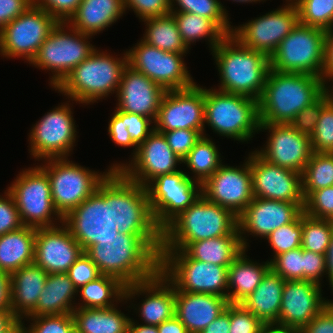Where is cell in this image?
I'll use <instances>...</instances> for the list:
<instances>
[{
  "instance_id": "56",
  "label": "cell",
  "mask_w": 333,
  "mask_h": 333,
  "mask_svg": "<svg viewBox=\"0 0 333 333\" xmlns=\"http://www.w3.org/2000/svg\"><path fill=\"white\" fill-rule=\"evenodd\" d=\"M67 274L76 289L102 275L97 265L85 252L69 267Z\"/></svg>"
},
{
  "instance_id": "24",
  "label": "cell",
  "mask_w": 333,
  "mask_h": 333,
  "mask_svg": "<svg viewBox=\"0 0 333 333\" xmlns=\"http://www.w3.org/2000/svg\"><path fill=\"white\" fill-rule=\"evenodd\" d=\"M253 196L268 200L304 204L302 174L272 164L255 150L249 152Z\"/></svg>"
},
{
  "instance_id": "33",
  "label": "cell",
  "mask_w": 333,
  "mask_h": 333,
  "mask_svg": "<svg viewBox=\"0 0 333 333\" xmlns=\"http://www.w3.org/2000/svg\"><path fill=\"white\" fill-rule=\"evenodd\" d=\"M76 297L77 289L67 273L48 274L36 308L28 316L72 314Z\"/></svg>"
},
{
  "instance_id": "12",
  "label": "cell",
  "mask_w": 333,
  "mask_h": 333,
  "mask_svg": "<svg viewBox=\"0 0 333 333\" xmlns=\"http://www.w3.org/2000/svg\"><path fill=\"white\" fill-rule=\"evenodd\" d=\"M326 32L298 23L270 57V69L321 77L325 63Z\"/></svg>"
},
{
  "instance_id": "40",
  "label": "cell",
  "mask_w": 333,
  "mask_h": 333,
  "mask_svg": "<svg viewBox=\"0 0 333 333\" xmlns=\"http://www.w3.org/2000/svg\"><path fill=\"white\" fill-rule=\"evenodd\" d=\"M178 26L183 42L191 44L205 40L210 52L227 36L211 19L194 13L171 12Z\"/></svg>"
},
{
  "instance_id": "51",
  "label": "cell",
  "mask_w": 333,
  "mask_h": 333,
  "mask_svg": "<svg viewBox=\"0 0 333 333\" xmlns=\"http://www.w3.org/2000/svg\"><path fill=\"white\" fill-rule=\"evenodd\" d=\"M304 213L313 218L333 221V186L313 191L305 199Z\"/></svg>"
},
{
  "instance_id": "50",
  "label": "cell",
  "mask_w": 333,
  "mask_h": 333,
  "mask_svg": "<svg viewBox=\"0 0 333 333\" xmlns=\"http://www.w3.org/2000/svg\"><path fill=\"white\" fill-rule=\"evenodd\" d=\"M332 99L329 91H325L315 102L306 106L295 115L289 123L298 132L311 136L315 130L322 108Z\"/></svg>"
},
{
  "instance_id": "16",
  "label": "cell",
  "mask_w": 333,
  "mask_h": 333,
  "mask_svg": "<svg viewBox=\"0 0 333 333\" xmlns=\"http://www.w3.org/2000/svg\"><path fill=\"white\" fill-rule=\"evenodd\" d=\"M128 65L146 75L166 91L194 86L192 74L184 61L188 53L163 51L142 39L126 49Z\"/></svg>"
},
{
  "instance_id": "29",
  "label": "cell",
  "mask_w": 333,
  "mask_h": 333,
  "mask_svg": "<svg viewBox=\"0 0 333 333\" xmlns=\"http://www.w3.org/2000/svg\"><path fill=\"white\" fill-rule=\"evenodd\" d=\"M227 297L175 289V316L188 333H200L227 307Z\"/></svg>"
},
{
  "instance_id": "60",
  "label": "cell",
  "mask_w": 333,
  "mask_h": 333,
  "mask_svg": "<svg viewBox=\"0 0 333 333\" xmlns=\"http://www.w3.org/2000/svg\"><path fill=\"white\" fill-rule=\"evenodd\" d=\"M111 118L108 122V135L114 144L124 148H133L132 154L129 157H133L138 149V146L133 142L127 128L125 127V121H122L114 112L110 115Z\"/></svg>"
},
{
  "instance_id": "25",
  "label": "cell",
  "mask_w": 333,
  "mask_h": 333,
  "mask_svg": "<svg viewBox=\"0 0 333 333\" xmlns=\"http://www.w3.org/2000/svg\"><path fill=\"white\" fill-rule=\"evenodd\" d=\"M303 212L304 204L254 197L238 216V230L244 249L250 247V235L265 239L275 229L294 222Z\"/></svg>"
},
{
  "instance_id": "13",
  "label": "cell",
  "mask_w": 333,
  "mask_h": 333,
  "mask_svg": "<svg viewBox=\"0 0 333 333\" xmlns=\"http://www.w3.org/2000/svg\"><path fill=\"white\" fill-rule=\"evenodd\" d=\"M73 103L75 101L68 99L58 104L32 125L28 134V151L32 159L40 162L50 158H69L73 154L79 137Z\"/></svg>"
},
{
  "instance_id": "17",
  "label": "cell",
  "mask_w": 333,
  "mask_h": 333,
  "mask_svg": "<svg viewBox=\"0 0 333 333\" xmlns=\"http://www.w3.org/2000/svg\"><path fill=\"white\" fill-rule=\"evenodd\" d=\"M285 2V4H284ZM264 15L238 26H232V36L241 44L271 57L280 42L298 25L299 12L292 0Z\"/></svg>"
},
{
  "instance_id": "43",
  "label": "cell",
  "mask_w": 333,
  "mask_h": 333,
  "mask_svg": "<svg viewBox=\"0 0 333 333\" xmlns=\"http://www.w3.org/2000/svg\"><path fill=\"white\" fill-rule=\"evenodd\" d=\"M328 186H333V153L313 152L302 172L303 196Z\"/></svg>"
},
{
  "instance_id": "49",
  "label": "cell",
  "mask_w": 333,
  "mask_h": 333,
  "mask_svg": "<svg viewBox=\"0 0 333 333\" xmlns=\"http://www.w3.org/2000/svg\"><path fill=\"white\" fill-rule=\"evenodd\" d=\"M270 268L285 281L303 280V249L281 253L270 261Z\"/></svg>"
},
{
  "instance_id": "23",
  "label": "cell",
  "mask_w": 333,
  "mask_h": 333,
  "mask_svg": "<svg viewBox=\"0 0 333 333\" xmlns=\"http://www.w3.org/2000/svg\"><path fill=\"white\" fill-rule=\"evenodd\" d=\"M204 123V86L196 83L187 89L166 91L154 121V130H204Z\"/></svg>"
},
{
  "instance_id": "34",
  "label": "cell",
  "mask_w": 333,
  "mask_h": 333,
  "mask_svg": "<svg viewBox=\"0 0 333 333\" xmlns=\"http://www.w3.org/2000/svg\"><path fill=\"white\" fill-rule=\"evenodd\" d=\"M284 284L285 280L270 268L241 304L264 324H277Z\"/></svg>"
},
{
  "instance_id": "9",
  "label": "cell",
  "mask_w": 333,
  "mask_h": 333,
  "mask_svg": "<svg viewBox=\"0 0 333 333\" xmlns=\"http://www.w3.org/2000/svg\"><path fill=\"white\" fill-rule=\"evenodd\" d=\"M33 165L23 168L7 190L14 198L23 226H57L63 223V217L53 205L48 175L39 165Z\"/></svg>"
},
{
  "instance_id": "15",
  "label": "cell",
  "mask_w": 333,
  "mask_h": 333,
  "mask_svg": "<svg viewBox=\"0 0 333 333\" xmlns=\"http://www.w3.org/2000/svg\"><path fill=\"white\" fill-rule=\"evenodd\" d=\"M57 23L46 10L32 4L0 30V57L21 58L30 64Z\"/></svg>"
},
{
  "instance_id": "55",
  "label": "cell",
  "mask_w": 333,
  "mask_h": 333,
  "mask_svg": "<svg viewBox=\"0 0 333 333\" xmlns=\"http://www.w3.org/2000/svg\"><path fill=\"white\" fill-rule=\"evenodd\" d=\"M125 11L135 13L140 22L144 19L164 16L171 13V0H123Z\"/></svg>"
},
{
  "instance_id": "64",
  "label": "cell",
  "mask_w": 333,
  "mask_h": 333,
  "mask_svg": "<svg viewBox=\"0 0 333 333\" xmlns=\"http://www.w3.org/2000/svg\"><path fill=\"white\" fill-rule=\"evenodd\" d=\"M230 329V303L226 309L200 333H229Z\"/></svg>"
},
{
  "instance_id": "57",
  "label": "cell",
  "mask_w": 333,
  "mask_h": 333,
  "mask_svg": "<svg viewBox=\"0 0 333 333\" xmlns=\"http://www.w3.org/2000/svg\"><path fill=\"white\" fill-rule=\"evenodd\" d=\"M3 194L0 195V236L23 226L13 196L7 189Z\"/></svg>"
},
{
  "instance_id": "10",
  "label": "cell",
  "mask_w": 333,
  "mask_h": 333,
  "mask_svg": "<svg viewBox=\"0 0 333 333\" xmlns=\"http://www.w3.org/2000/svg\"><path fill=\"white\" fill-rule=\"evenodd\" d=\"M63 223L84 252L98 240L117 237L112 215V171L96 191L63 218Z\"/></svg>"
},
{
  "instance_id": "8",
  "label": "cell",
  "mask_w": 333,
  "mask_h": 333,
  "mask_svg": "<svg viewBox=\"0 0 333 333\" xmlns=\"http://www.w3.org/2000/svg\"><path fill=\"white\" fill-rule=\"evenodd\" d=\"M38 164L48 175L52 202L64 218L72 209L86 200L112 171L92 170L70 158H50Z\"/></svg>"
},
{
  "instance_id": "20",
  "label": "cell",
  "mask_w": 333,
  "mask_h": 333,
  "mask_svg": "<svg viewBox=\"0 0 333 333\" xmlns=\"http://www.w3.org/2000/svg\"><path fill=\"white\" fill-rule=\"evenodd\" d=\"M136 298L142 299L138 303ZM124 299L130 303L126 309H133L142 324L158 326L175 316V287L160 270L147 280L126 285Z\"/></svg>"
},
{
  "instance_id": "32",
  "label": "cell",
  "mask_w": 333,
  "mask_h": 333,
  "mask_svg": "<svg viewBox=\"0 0 333 333\" xmlns=\"http://www.w3.org/2000/svg\"><path fill=\"white\" fill-rule=\"evenodd\" d=\"M243 252L228 267V303L241 304L260 284L266 272L270 269V262H257Z\"/></svg>"
},
{
  "instance_id": "42",
  "label": "cell",
  "mask_w": 333,
  "mask_h": 333,
  "mask_svg": "<svg viewBox=\"0 0 333 333\" xmlns=\"http://www.w3.org/2000/svg\"><path fill=\"white\" fill-rule=\"evenodd\" d=\"M227 7L220 0H171V12L194 13L211 19L226 35L232 34Z\"/></svg>"
},
{
  "instance_id": "61",
  "label": "cell",
  "mask_w": 333,
  "mask_h": 333,
  "mask_svg": "<svg viewBox=\"0 0 333 333\" xmlns=\"http://www.w3.org/2000/svg\"><path fill=\"white\" fill-rule=\"evenodd\" d=\"M301 333H333V300L320 313H318Z\"/></svg>"
},
{
  "instance_id": "26",
  "label": "cell",
  "mask_w": 333,
  "mask_h": 333,
  "mask_svg": "<svg viewBox=\"0 0 333 333\" xmlns=\"http://www.w3.org/2000/svg\"><path fill=\"white\" fill-rule=\"evenodd\" d=\"M324 286L307 280L285 281L277 325L301 330L332 299L323 297Z\"/></svg>"
},
{
  "instance_id": "48",
  "label": "cell",
  "mask_w": 333,
  "mask_h": 333,
  "mask_svg": "<svg viewBox=\"0 0 333 333\" xmlns=\"http://www.w3.org/2000/svg\"><path fill=\"white\" fill-rule=\"evenodd\" d=\"M310 137L313 152L333 153V98L322 108Z\"/></svg>"
},
{
  "instance_id": "71",
  "label": "cell",
  "mask_w": 333,
  "mask_h": 333,
  "mask_svg": "<svg viewBox=\"0 0 333 333\" xmlns=\"http://www.w3.org/2000/svg\"><path fill=\"white\" fill-rule=\"evenodd\" d=\"M229 1H232V2H237V3H244V4H250V3H260V2H266L267 0H229Z\"/></svg>"
},
{
  "instance_id": "7",
  "label": "cell",
  "mask_w": 333,
  "mask_h": 333,
  "mask_svg": "<svg viewBox=\"0 0 333 333\" xmlns=\"http://www.w3.org/2000/svg\"><path fill=\"white\" fill-rule=\"evenodd\" d=\"M90 38L94 37L81 33L68 22H58L41 44L30 65L51 71L48 84L54 90L76 66L98 48L90 43Z\"/></svg>"
},
{
  "instance_id": "37",
  "label": "cell",
  "mask_w": 333,
  "mask_h": 333,
  "mask_svg": "<svg viewBox=\"0 0 333 333\" xmlns=\"http://www.w3.org/2000/svg\"><path fill=\"white\" fill-rule=\"evenodd\" d=\"M243 250L240 236H222L192 242L184 251L194 260L229 266Z\"/></svg>"
},
{
  "instance_id": "46",
  "label": "cell",
  "mask_w": 333,
  "mask_h": 333,
  "mask_svg": "<svg viewBox=\"0 0 333 333\" xmlns=\"http://www.w3.org/2000/svg\"><path fill=\"white\" fill-rule=\"evenodd\" d=\"M21 322L20 333H75L72 314L27 316Z\"/></svg>"
},
{
  "instance_id": "52",
  "label": "cell",
  "mask_w": 333,
  "mask_h": 333,
  "mask_svg": "<svg viewBox=\"0 0 333 333\" xmlns=\"http://www.w3.org/2000/svg\"><path fill=\"white\" fill-rule=\"evenodd\" d=\"M206 130L178 129L160 132L164 135L172 151L183 160L195 144L206 136Z\"/></svg>"
},
{
  "instance_id": "44",
  "label": "cell",
  "mask_w": 333,
  "mask_h": 333,
  "mask_svg": "<svg viewBox=\"0 0 333 333\" xmlns=\"http://www.w3.org/2000/svg\"><path fill=\"white\" fill-rule=\"evenodd\" d=\"M332 234V220L317 219L302 213V249L325 254Z\"/></svg>"
},
{
  "instance_id": "58",
  "label": "cell",
  "mask_w": 333,
  "mask_h": 333,
  "mask_svg": "<svg viewBox=\"0 0 333 333\" xmlns=\"http://www.w3.org/2000/svg\"><path fill=\"white\" fill-rule=\"evenodd\" d=\"M82 0H32L33 5L46 10L57 22H68Z\"/></svg>"
},
{
  "instance_id": "54",
  "label": "cell",
  "mask_w": 333,
  "mask_h": 333,
  "mask_svg": "<svg viewBox=\"0 0 333 333\" xmlns=\"http://www.w3.org/2000/svg\"><path fill=\"white\" fill-rule=\"evenodd\" d=\"M114 113L122 121H125V127L137 146L142 144L154 131V121L148 117L135 113L123 112L116 107Z\"/></svg>"
},
{
  "instance_id": "62",
  "label": "cell",
  "mask_w": 333,
  "mask_h": 333,
  "mask_svg": "<svg viewBox=\"0 0 333 333\" xmlns=\"http://www.w3.org/2000/svg\"><path fill=\"white\" fill-rule=\"evenodd\" d=\"M32 4V0H0V30Z\"/></svg>"
},
{
  "instance_id": "11",
  "label": "cell",
  "mask_w": 333,
  "mask_h": 333,
  "mask_svg": "<svg viewBox=\"0 0 333 333\" xmlns=\"http://www.w3.org/2000/svg\"><path fill=\"white\" fill-rule=\"evenodd\" d=\"M228 267L192 259L184 250H161V273L183 292L227 297Z\"/></svg>"
},
{
  "instance_id": "68",
  "label": "cell",
  "mask_w": 333,
  "mask_h": 333,
  "mask_svg": "<svg viewBox=\"0 0 333 333\" xmlns=\"http://www.w3.org/2000/svg\"><path fill=\"white\" fill-rule=\"evenodd\" d=\"M326 259V281L329 282V289L332 291L333 294V234L331 236L330 243L328 245V249L325 253Z\"/></svg>"
},
{
  "instance_id": "30",
  "label": "cell",
  "mask_w": 333,
  "mask_h": 333,
  "mask_svg": "<svg viewBox=\"0 0 333 333\" xmlns=\"http://www.w3.org/2000/svg\"><path fill=\"white\" fill-rule=\"evenodd\" d=\"M48 273L36 264L23 266L10 274L11 310L23 320L35 308Z\"/></svg>"
},
{
  "instance_id": "28",
  "label": "cell",
  "mask_w": 333,
  "mask_h": 333,
  "mask_svg": "<svg viewBox=\"0 0 333 333\" xmlns=\"http://www.w3.org/2000/svg\"><path fill=\"white\" fill-rule=\"evenodd\" d=\"M166 90L143 73L127 65L116 95V108L156 120Z\"/></svg>"
},
{
  "instance_id": "69",
  "label": "cell",
  "mask_w": 333,
  "mask_h": 333,
  "mask_svg": "<svg viewBox=\"0 0 333 333\" xmlns=\"http://www.w3.org/2000/svg\"><path fill=\"white\" fill-rule=\"evenodd\" d=\"M128 333H159V332L157 326L139 323L137 320L131 317L130 324L128 327Z\"/></svg>"
},
{
  "instance_id": "3",
  "label": "cell",
  "mask_w": 333,
  "mask_h": 333,
  "mask_svg": "<svg viewBox=\"0 0 333 333\" xmlns=\"http://www.w3.org/2000/svg\"><path fill=\"white\" fill-rule=\"evenodd\" d=\"M115 55L96 48L63 79L55 91L82 106L98 103L113 94L116 97L128 58L126 50L121 56Z\"/></svg>"
},
{
  "instance_id": "72",
  "label": "cell",
  "mask_w": 333,
  "mask_h": 333,
  "mask_svg": "<svg viewBox=\"0 0 333 333\" xmlns=\"http://www.w3.org/2000/svg\"><path fill=\"white\" fill-rule=\"evenodd\" d=\"M332 95V98H333V88L329 91Z\"/></svg>"
},
{
  "instance_id": "41",
  "label": "cell",
  "mask_w": 333,
  "mask_h": 333,
  "mask_svg": "<svg viewBox=\"0 0 333 333\" xmlns=\"http://www.w3.org/2000/svg\"><path fill=\"white\" fill-rule=\"evenodd\" d=\"M145 32L141 39L147 44L167 52L189 53L190 49L183 42L174 16L144 19Z\"/></svg>"
},
{
  "instance_id": "31",
  "label": "cell",
  "mask_w": 333,
  "mask_h": 333,
  "mask_svg": "<svg viewBox=\"0 0 333 333\" xmlns=\"http://www.w3.org/2000/svg\"><path fill=\"white\" fill-rule=\"evenodd\" d=\"M126 14L123 0H82L68 23L81 33L97 36Z\"/></svg>"
},
{
  "instance_id": "1",
  "label": "cell",
  "mask_w": 333,
  "mask_h": 333,
  "mask_svg": "<svg viewBox=\"0 0 333 333\" xmlns=\"http://www.w3.org/2000/svg\"><path fill=\"white\" fill-rule=\"evenodd\" d=\"M162 235H129L101 239L85 253L101 274L119 279L125 285L153 277L159 271Z\"/></svg>"
},
{
  "instance_id": "45",
  "label": "cell",
  "mask_w": 333,
  "mask_h": 333,
  "mask_svg": "<svg viewBox=\"0 0 333 333\" xmlns=\"http://www.w3.org/2000/svg\"><path fill=\"white\" fill-rule=\"evenodd\" d=\"M299 12V23L326 31L333 29V0H292Z\"/></svg>"
},
{
  "instance_id": "53",
  "label": "cell",
  "mask_w": 333,
  "mask_h": 333,
  "mask_svg": "<svg viewBox=\"0 0 333 333\" xmlns=\"http://www.w3.org/2000/svg\"><path fill=\"white\" fill-rule=\"evenodd\" d=\"M264 323L242 304L230 303L229 333H262Z\"/></svg>"
},
{
  "instance_id": "5",
  "label": "cell",
  "mask_w": 333,
  "mask_h": 333,
  "mask_svg": "<svg viewBox=\"0 0 333 333\" xmlns=\"http://www.w3.org/2000/svg\"><path fill=\"white\" fill-rule=\"evenodd\" d=\"M240 236L238 217L202 194L162 230L161 250H185L192 242Z\"/></svg>"
},
{
  "instance_id": "66",
  "label": "cell",
  "mask_w": 333,
  "mask_h": 333,
  "mask_svg": "<svg viewBox=\"0 0 333 333\" xmlns=\"http://www.w3.org/2000/svg\"><path fill=\"white\" fill-rule=\"evenodd\" d=\"M10 274L0 271V310H11Z\"/></svg>"
},
{
  "instance_id": "36",
  "label": "cell",
  "mask_w": 333,
  "mask_h": 333,
  "mask_svg": "<svg viewBox=\"0 0 333 333\" xmlns=\"http://www.w3.org/2000/svg\"><path fill=\"white\" fill-rule=\"evenodd\" d=\"M36 228L22 226L20 229L0 236V271L9 274L23 266L33 264Z\"/></svg>"
},
{
  "instance_id": "59",
  "label": "cell",
  "mask_w": 333,
  "mask_h": 333,
  "mask_svg": "<svg viewBox=\"0 0 333 333\" xmlns=\"http://www.w3.org/2000/svg\"><path fill=\"white\" fill-rule=\"evenodd\" d=\"M324 277H326L325 254L303 249V280L322 285Z\"/></svg>"
},
{
  "instance_id": "19",
  "label": "cell",
  "mask_w": 333,
  "mask_h": 333,
  "mask_svg": "<svg viewBox=\"0 0 333 333\" xmlns=\"http://www.w3.org/2000/svg\"><path fill=\"white\" fill-rule=\"evenodd\" d=\"M126 162L113 163L108 168L120 171L127 179L146 187L160 175L175 173L182 160L172 151L164 135L154 130L138 146L136 154Z\"/></svg>"
},
{
  "instance_id": "6",
  "label": "cell",
  "mask_w": 333,
  "mask_h": 333,
  "mask_svg": "<svg viewBox=\"0 0 333 333\" xmlns=\"http://www.w3.org/2000/svg\"><path fill=\"white\" fill-rule=\"evenodd\" d=\"M210 88L204 87V130L208 125L218 136L250 143L260 129L258 100Z\"/></svg>"
},
{
  "instance_id": "35",
  "label": "cell",
  "mask_w": 333,
  "mask_h": 333,
  "mask_svg": "<svg viewBox=\"0 0 333 333\" xmlns=\"http://www.w3.org/2000/svg\"><path fill=\"white\" fill-rule=\"evenodd\" d=\"M122 304L128 303L123 299L111 308H75V333H128L131 317L121 311Z\"/></svg>"
},
{
  "instance_id": "38",
  "label": "cell",
  "mask_w": 333,
  "mask_h": 333,
  "mask_svg": "<svg viewBox=\"0 0 333 333\" xmlns=\"http://www.w3.org/2000/svg\"><path fill=\"white\" fill-rule=\"evenodd\" d=\"M125 287L119 279L102 274L77 289L76 308L114 307L124 299Z\"/></svg>"
},
{
  "instance_id": "63",
  "label": "cell",
  "mask_w": 333,
  "mask_h": 333,
  "mask_svg": "<svg viewBox=\"0 0 333 333\" xmlns=\"http://www.w3.org/2000/svg\"><path fill=\"white\" fill-rule=\"evenodd\" d=\"M321 78L325 90L330 91L333 88V29L326 32L325 63Z\"/></svg>"
},
{
  "instance_id": "65",
  "label": "cell",
  "mask_w": 333,
  "mask_h": 333,
  "mask_svg": "<svg viewBox=\"0 0 333 333\" xmlns=\"http://www.w3.org/2000/svg\"><path fill=\"white\" fill-rule=\"evenodd\" d=\"M21 320L17 319L12 310H0V333H20Z\"/></svg>"
},
{
  "instance_id": "47",
  "label": "cell",
  "mask_w": 333,
  "mask_h": 333,
  "mask_svg": "<svg viewBox=\"0 0 333 333\" xmlns=\"http://www.w3.org/2000/svg\"><path fill=\"white\" fill-rule=\"evenodd\" d=\"M301 237L302 214L294 222L275 229L265 238L273 252V257L268 261L281 253L301 247Z\"/></svg>"
},
{
  "instance_id": "14",
  "label": "cell",
  "mask_w": 333,
  "mask_h": 333,
  "mask_svg": "<svg viewBox=\"0 0 333 333\" xmlns=\"http://www.w3.org/2000/svg\"><path fill=\"white\" fill-rule=\"evenodd\" d=\"M112 215L118 232L129 235H162L149 204L146 187L112 171Z\"/></svg>"
},
{
  "instance_id": "39",
  "label": "cell",
  "mask_w": 333,
  "mask_h": 333,
  "mask_svg": "<svg viewBox=\"0 0 333 333\" xmlns=\"http://www.w3.org/2000/svg\"><path fill=\"white\" fill-rule=\"evenodd\" d=\"M216 146L215 141L207 134V137L203 136L185 156L182 165L190 170L185 171L190 179L202 185L223 164V156Z\"/></svg>"
},
{
  "instance_id": "70",
  "label": "cell",
  "mask_w": 333,
  "mask_h": 333,
  "mask_svg": "<svg viewBox=\"0 0 333 333\" xmlns=\"http://www.w3.org/2000/svg\"><path fill=\"white\" fill-rule=\"evenodd\" d=\"M262 333H301L299 329L277 324H264Z\"/></svg>"
},
{
  "instance_id": "21",
  "label": "cell",
  "mask_w": 333,
  "mask_h": 333,
  "mask_svg": "<svg viewBox=\"0 0 333 333\" xmlns=\"http://www.w3.org/2000/svg\"><path fill=\"white\" fill-rule=\"evenodd\" d=\"M240 166L222 164L201 185L202 195L214 204L227 208L237 217L253 200L249 154Z\"/></svg>"
},
{
  "instance_id": "18",
  "label": "cell",
  "mask_w": 333,
  "mask_h": 333,
  "mask_svg": "<svg viewBox=\"0 0 333 333\" xmlns=\"http://www.w3.org/2000/svg\"><path fill=\"white\" fill-rule=\"evenodd\" d=\"M146 189L152 215L161 230L202 194L201 184L190 179L182 169L156 177Z\"/></svg>"
},
{
  "instance_id": "4",
  "label": "cell",
  "mask_w": 333,
  "mask_h": 333,
  "mask_svg": "<svg viewBox=\"0 0 333 333\" xmlns=\"http://www.w3.org/2000/svg\"><path fill=\"white\" fill-rule=\"evenodd\" d=\"M211 54L220 78L215 89L260 99L270 70L269 57L249 49L232 35H227Z\"/></svg>"
},
{
  "instance_id": "67",
  "label": "cell",
  "mask_w": 333,
  "mask_h": 333,
  "mask_svg": "<svg viewBox=\"0 0 333 333\" xmlns=\"http://www.w3.org/2000/svg\"><path fill=\"white\" fill-rule=\"evenodd\" d=\"M159 333H188L186 327L174 316L157 326Z\"/></svg>"
},
{
  "instance_id": "2",
  "label": "cell",
  "mask_w": 333,
  "mask_h": 333,
  "mask_svg": "<svg viewBox=\"0 0 333 333\" xmlns=\"http://www.w3.org/2000/svg\"><path fill=\"white\" fill-rule=\"evenodd\" d=\"M325 91L321 77L270 69L258 100L260 124H289Z\"/></svg>"
},
{
  "instance_id": "22",
  "label": "cell",
  "mask_w": 333,
  "mask_h": 333,
  "mask_svg": "<svg viewBox=\"0 0 333 333\" xmlns=\"http://www.w3.org/2000/svg\"><path fill=\"white\" fill-rule=\"evenodd\" d=\"M260 132H267V140L255 151L272 164L302 174L313 154L311 137L290 124H260Z\"/></svg>"
},
{
  "instance_id": "27",
  "label": "cell",
  "mask_w": 333,
  "mask_h": 333,
  "mask_svg": "<svg viewBox=\"0 0 333 333\" xmlns=\"http://www.w3.org/2000/svg\"><path fill=\"white\" fill-rule=\"evenodd\" d=\"M83 252L81 245L64 223L54 227L36 228L33 263L48 274L67 273Z\"/></svg>"
}]
</instances>
